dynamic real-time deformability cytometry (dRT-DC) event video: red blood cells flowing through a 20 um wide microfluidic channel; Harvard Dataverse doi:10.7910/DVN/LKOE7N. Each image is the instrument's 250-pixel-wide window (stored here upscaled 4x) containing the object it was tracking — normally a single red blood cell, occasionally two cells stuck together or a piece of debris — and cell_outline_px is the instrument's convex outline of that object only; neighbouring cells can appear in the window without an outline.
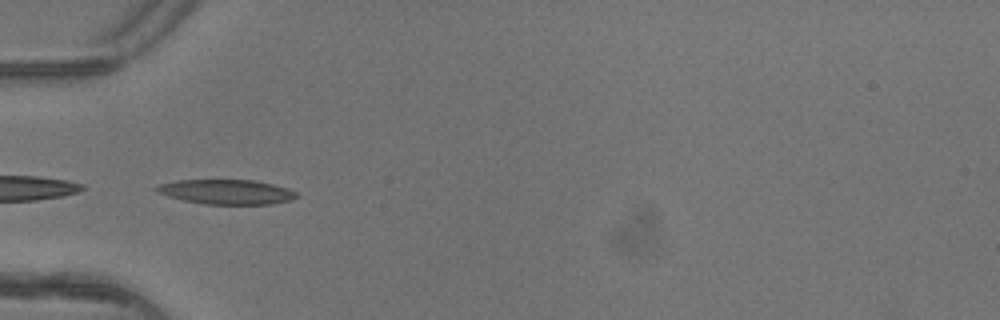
{"species": "common noctule bat (a hibernating species)", "species_latin": "Nyctalus noctula", "temperature_condition": "warm", "stored_images_in_passage": 5, "camera_frame_rate_fps": 3000, "um_per_image_px": 0.085, "animal": {"sex": "female"}, "frame": {"image": 1, "passage_image": 4, "time_ms": 1.0, "image_size_px": [1000, 320], "cell_outline_px": [[300, 196], [292, 200], [272, 204], [204, 204], [184, 200], [168, 196], [152, 188], [160, 184], [180, 180], [252, 180], [272, 184], [288, 188], [296, 192]], "centroid_in_image_um": [19.3, 16.31], "position_along_channel_um": 65.7, "area_um2": 20.06}}
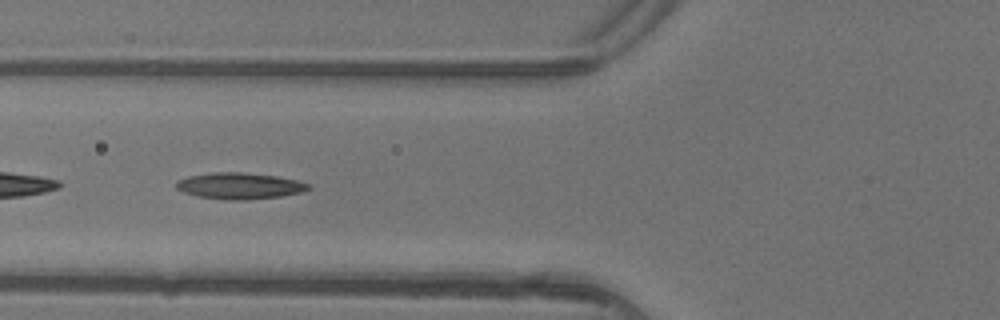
{"frame": {"image": 2, "passage_image": 5, "time_ms": 1.333, "image_size_px": [1000, 320], "cell_outline_px": [[312, 188], [300, 192], [280, 196], [248, 200], [224, 200], [196, 196], [184, 192], [176, 188], [176, 180], [188, 176], [216, 172], [240, 172], [276, 176], [296, 180], [312, 184]], "centroid_in_image_um": [20.36, 15.8], "position_along_channel_um": 105.4, "area_um2": 20.35}}